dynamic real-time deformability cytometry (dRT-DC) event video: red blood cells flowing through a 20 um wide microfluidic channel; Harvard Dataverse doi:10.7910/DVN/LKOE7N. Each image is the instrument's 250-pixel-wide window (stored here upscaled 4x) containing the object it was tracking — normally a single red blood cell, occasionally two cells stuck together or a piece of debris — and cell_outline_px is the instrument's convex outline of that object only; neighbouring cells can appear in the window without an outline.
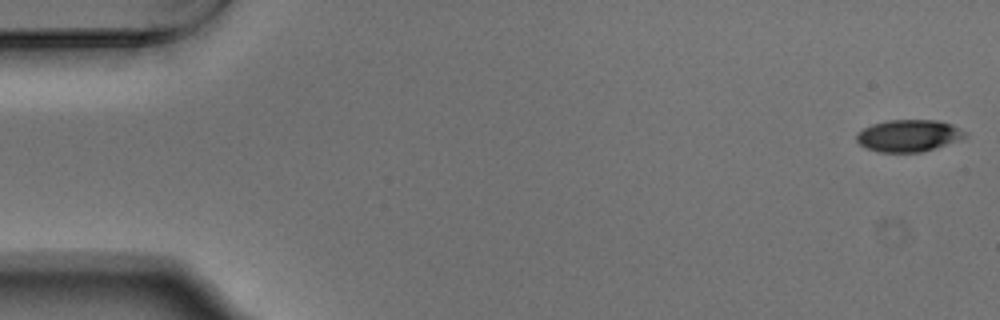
{"species": "Egyptian fruit bat (a non-hibernating species)", "species_latin": "Rousettus aegyptiacus", "temperature_condition": "warm", "stored_images_in_passage": 53, "camera_frame_rate_fps": 3000, "um_per_image_px": 0.085, "animal": {"sex": "male"}, "frame": {"image": 1, "passage_image": 1, "time_ms": 0.0, "image_size_px": [1000, 320], "cell_outline_px": [[968, 136], [960, 140], [936, 148], [920, 152], [880, 152], [868, 148], [860, 144], [856, 140], [856, 132], [872, 124], [888, 120], [936, 120], [952, 124], [968, 132]], "centroid_in_image_um": [77.27, 11.52], "position_along_channel_um": 7.7, "area_um2": 20.35}}
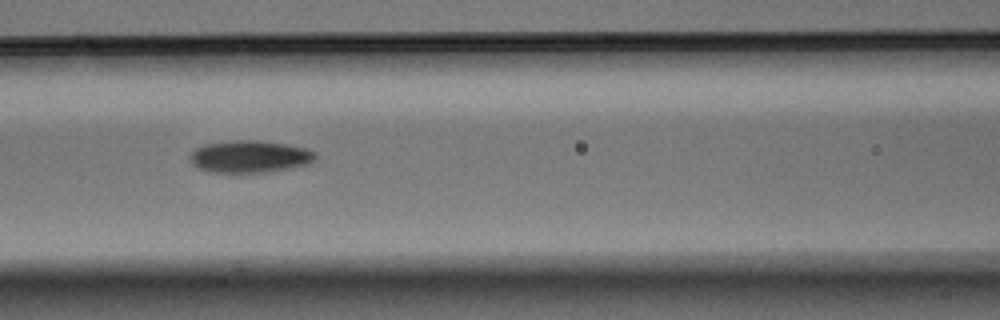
{"frame": {"image": 2, "passage_image": 23, "time_ms": 7.333, "image_size_px": [1000, 320], "cell_outline_px": [[316, 160], [312, 164], [272, 172], [208, 172], [192, 164], [188, 156], [196, 148], [204, 144], [232, 140], [260, 140], [308, 148], [316, 152]], "centroid_in_image_um": [21.28, 13.31], "position_along_channel_um": 145.3, "area_um2": 23.93}}
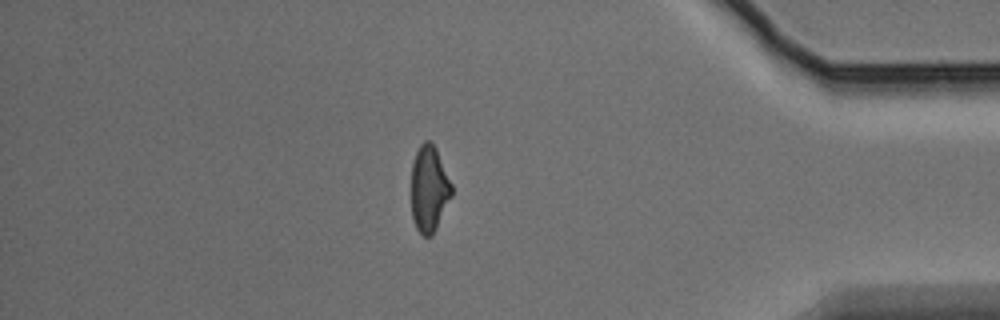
{"frame": {"image": 3, "passage_image": 46, "time_ms": 15.0, "image_size_px": [1000, 320], "cell_outline_px": [[452, 196], [432, 236], [424, 236], [416, 228], [412, 216], [412, 164], [416, 152], [420, 144], [424, 140], [428, 140], [436, 148], [452, 184]], "centroid_in_image_um": [36.48, 16.04], "position_along_channel_um": 398.7, "area_um2": 20.17}, "authors_computed_cell_mechanics": {"area_um2": 21.5016, "velocity_mm_per_s": 3.76, "shape_relaxation_time_tau1_ms": 3.3448, "shape_relaxation_time_tau2_ms": 6.07, "deformation_change_tau1": 0.1414, "deformation_change_tau2": 0.1287}}